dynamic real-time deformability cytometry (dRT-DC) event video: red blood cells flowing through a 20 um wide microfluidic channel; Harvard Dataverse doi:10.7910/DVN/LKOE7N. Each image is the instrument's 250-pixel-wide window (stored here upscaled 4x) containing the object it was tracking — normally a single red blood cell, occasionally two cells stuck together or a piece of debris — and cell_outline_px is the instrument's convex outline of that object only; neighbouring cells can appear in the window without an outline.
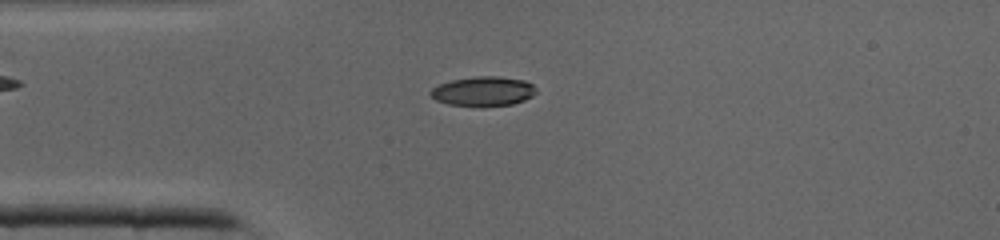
{"species": "common noctule bat (a hibernating species)", "species_latin": "Nyctalus noctula", "temperature_condition": "cold", "stored_images_in_passage": 41, "camera_frame_rate_fps": 3000, "um_per_image_px": 0.085, "animal": {"sex": "male", "body_mass_g": 19.0, "forearm_length_mm": 50.8}, "frame": {"image": 1, "passage_image": 10, "time_ms": 3.0, "image_size_px": [1000, 240], "cell_outline_px": [[536, 92], [532, 96], [524, 100], [512, 104], [448, 104], [436, 100], [428, 92], [432, 88], [440, 84], [452, 80], [476, 76], [496, 76], [524, 80], [532, 84], [536, 88]], "centroid_in_image_um": [41.08, 7.72], "position_along_channel_um": 43.9, "area_um2": 17.51}}
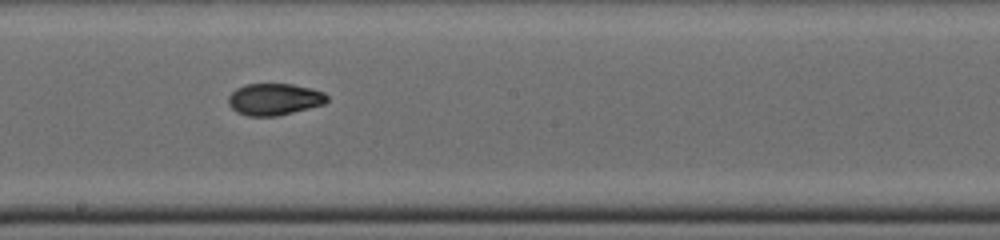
{"frame": {"image": 2, "passage_image": 22, "time_ms": 7.0, "image_size_px": [1000, 240], "cell_outline_px": [[328, 100], [324, 104], [276, 116], [248, 116], [236, 112], [228, 104], [228, 96], [236, 88], [248, 84], [292, 84], [312, 88], [324, 92], [328, 96]], "centroid_in_image_um": [23.31, 8.43], "position_along_channel_um": 224.9, "area_um2": 18.26}}
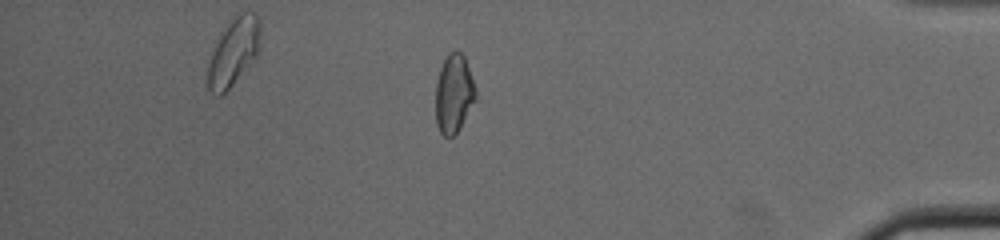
{"frame": {"image": 3, "passage_image": 35, "time_ms": 11.333, "image_size_px": [1000, 240], "cell_outline_px": [[476, 100], [460, 128], [452, 136], [444, 136], [440, 132], [436, 124], [436, 84], [440, 68], [448, 52], [456, 48], [464, 56], [476, 88]], "centroid_in_image_um": [38.58, 7.94], "position_along_channel_um": 396.6, "area_um2": 18.44}}